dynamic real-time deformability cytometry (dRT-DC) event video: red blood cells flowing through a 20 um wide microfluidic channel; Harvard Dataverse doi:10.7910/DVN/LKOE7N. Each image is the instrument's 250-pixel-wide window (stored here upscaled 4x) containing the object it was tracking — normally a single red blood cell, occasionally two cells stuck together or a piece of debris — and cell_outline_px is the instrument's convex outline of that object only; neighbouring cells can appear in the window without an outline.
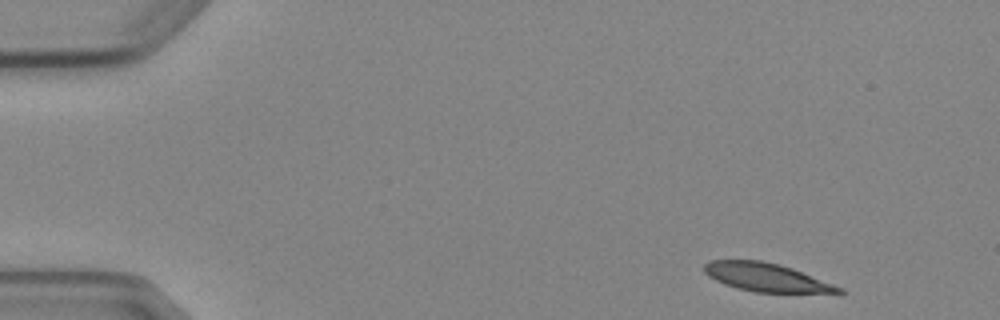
{"species": "Egyptian fruit bat (a non-hibernating species)", "species_latin": "Rousettus aegyptiacus", "temperature_condition": "cold", "stored_images_in_passage": 4, "camera_frame_rate_fps": 3000, "um_per_image_px": 0.085, "animal": {"sex": "female"}, "frame": {"image": 1, "passage_image": 1, "time_ms": 0.0, "image_size_px": [1000, 320], "cell_outline_px": [[844, 292], [840, 296], [756, 292], [736, 288], [724, 284], [708, 276], [704, 272], [704, 264], [708, 260], [760, 260], [780, 264], [792, 268], [844, 288]], "centroid_in_image_um": [65.3, 23.63], "position_along_channel_um": 19.7, "area_um2": 23.29}}
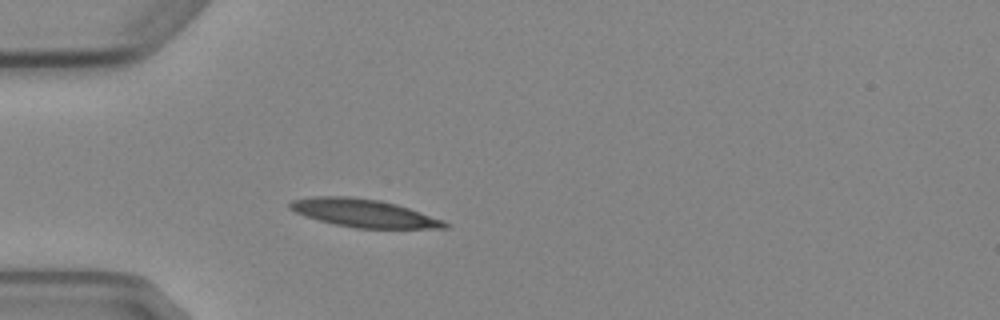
{"frame": {"image": 2, "passage_image": 4, "time_ms": 3.333, "image_size_px": [1000, 320], "cell_outline_px": [[448, 228], [356, 228], [336, 224], [304, 216], [288, 208], [288, 204], [292, 200], [312, 196], [348, 196], [380, 200], [396, 204], [444, 220], [448, 224]], "centroid_in_image_um": [30.89, 18.1], "position_along_channel_um": 54.1, "area_um2": 25.09}}